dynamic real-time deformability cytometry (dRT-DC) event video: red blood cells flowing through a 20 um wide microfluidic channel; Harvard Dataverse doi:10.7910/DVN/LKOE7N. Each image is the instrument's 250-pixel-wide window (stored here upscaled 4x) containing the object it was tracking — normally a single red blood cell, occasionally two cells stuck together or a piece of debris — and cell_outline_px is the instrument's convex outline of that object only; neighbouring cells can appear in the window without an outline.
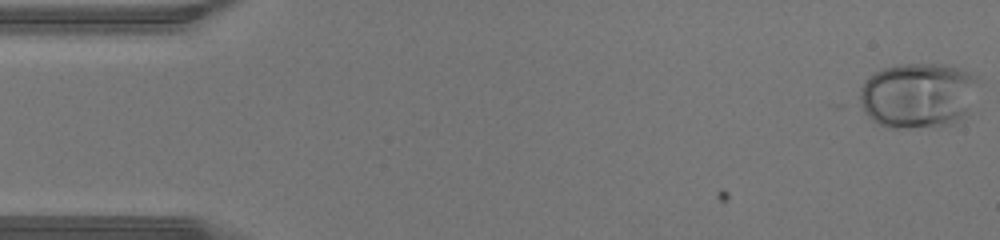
{"species": "human", "species_latin": "Homo sapiens", "temperature_condition": "warm", "stored_images_in_passage": 45, "camera_frame_rate_fps": 3000, "um_per_image_px": 0.085, "donor": {"sex": "male"}, "frame": {"image": 1, "passage_image": 1, "time_ms": 0.0, "image_size_px": [1000, 240], "cell_outline_px": [[980, 80], [968, 112], [964, 120], [952, 124], [908, 128], [892, 128], [880, 124], [872, 120], [864, 112], [860, 100], [860, 88], [864, 80], [876, 72], [884, 68], [896, 64], [944, 64], [980, 76]], "centroid_in_image_um": [78.06, 8.1], "position_along_channel_um": 6.9, "area_um2": 45.66}}
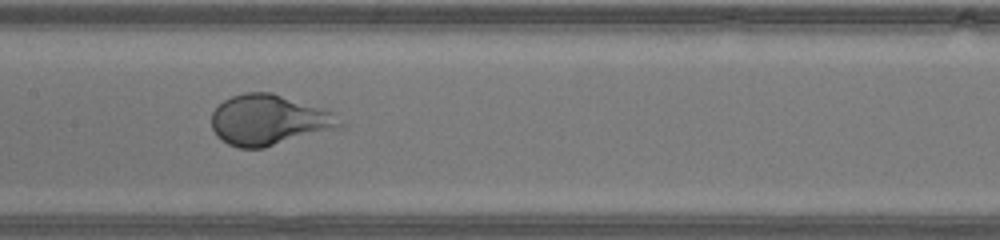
{"frame": {"image": 2, "passage_image": 22, "time_ms": 7.0, "image_size_px": [1000, 240], "cell_outline_px": [[348, 124], [344, 128], [264, 148], [240, 148], [228, 144], [216, 136], [212, 128], [212, 112], [224, 100], [232, 96], [244, 92], [272, 92], [324, 108], [336, 112]], "centroid_in_image_um": [22.98, 10.21], "position_along_channel_um": 184.4, "area_um2": 38.73}}
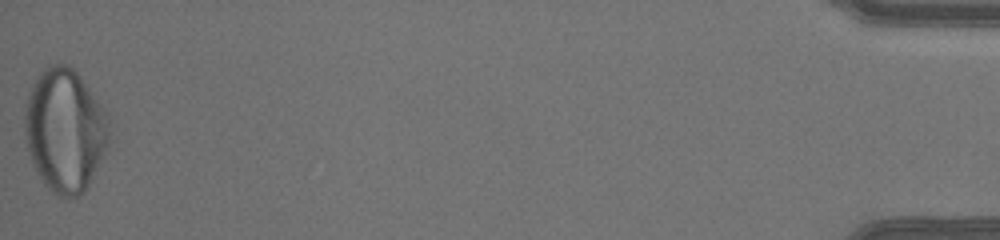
{"frame": {"image": 3, "passage_image": 45, "time_ms": 14.667, "image_size_px": [1000, 240], "cell_outline_px": [[108, 140], [92, 176], [84, 192], [76, 196], [56, 196], [44, 184], [36, 172], [32, 164], [28, 152], [24, 136], [24, 112], [28, 92], [40, 72], [44, 68], [52, 64], [68, 64], [76, 72], [104, 108], [108, 116]], "centroid_in_image_um": [5.46, 11.06], "position_along_channel_um": 429.7, "area_um2": 60.11}}